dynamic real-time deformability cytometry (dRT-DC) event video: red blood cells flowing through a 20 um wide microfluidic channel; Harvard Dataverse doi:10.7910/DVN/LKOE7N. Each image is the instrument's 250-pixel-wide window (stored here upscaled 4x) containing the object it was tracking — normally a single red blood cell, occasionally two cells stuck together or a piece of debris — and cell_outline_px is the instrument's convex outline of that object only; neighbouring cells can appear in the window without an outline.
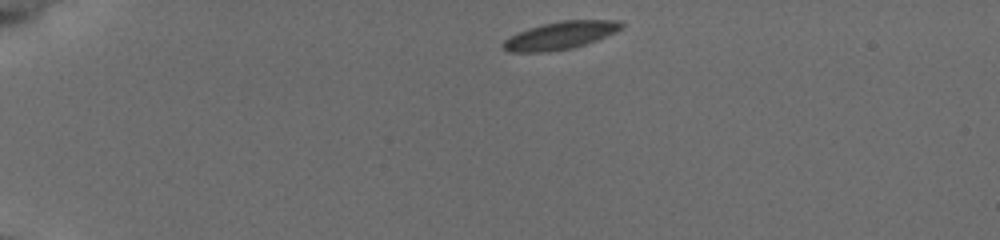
{"species": "common noctule bat (a hibernating species)", "species_latin": "Nyctalus noctula", "temperature_condition": "cold", "stored_images_in_passage": 44, "camera_frame_rate_fps": 3000, "um_per_image_px": 0.085, "animal": {"sex": "female", "body_mass_g": 19.5, "forearm_length_mm": 54.1}, "frame": {"image": 1, "passage_image": 1, "time_ms": 0.0, "image_size_px": [1000, 240], "cell_outline_px": [[624, 28], [616, 32], [596, 40], [572, 48], [548, 52], [508, 52], [500, 44], [508, 36], [516, 32], [528, 28], [560, 20], [620, 20], [624, 24]], "centroid_in_image_um": [47.61, 3.01], "position_along_channel_um": 37.4, "area_um2": 19.31}}
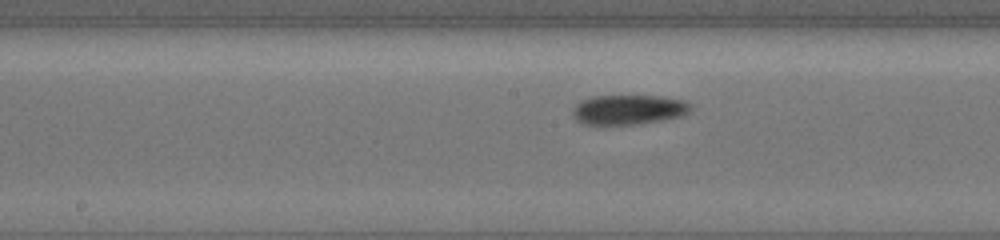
{"frame": {"image": 2, "passage_image": 19, "time_ms": 6.0, "image_size_px": [1000, 240], "cell_outline_px": [[692, 108], [688, 112], [680, 116], [640, 124], [584, 124], [576, 120], [572, 116], [572, 108], [580, 100], [592, 96], [660, 96], [684, 100], [692, 104]], "centroid_in_image_um": [53.4, 9.31], "position_along_channel_um": 194.8, "area_um2": 20.52}}
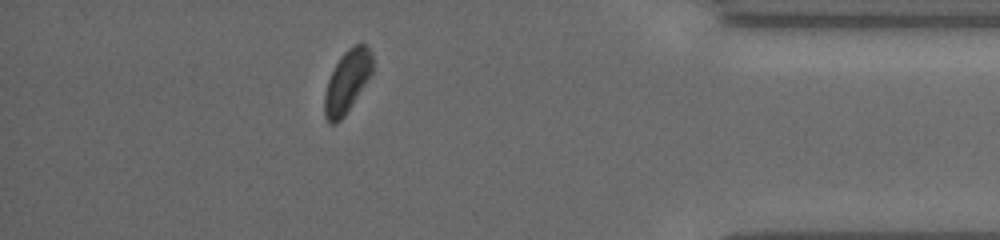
{"frame": {"image": 3, "passage_image": 38, "time_ms": 12.333, "image_size_px": [1000, 240], "cell_outline_px": [[372, 72], [344, 116], [336, 124], [328, 124], [324, 116], [324, 96], [328, 80], [340, 56], [348, 48], [356, 44], [364, 44], [372, 52]], "centroid_in_image_um": [29.48, 6.94], "position_along_channel_um": 405.7, "area_um2": 17.17}, "authors_computed_cell_mechanics": {"area_um2": 19.2474, "velocity_mm_per_s": 3.7824, "shape_relaxation_time_tau1_ms": null, "shape_relaxation_time_tau2_ms": 8.4005, "deformation_change_tau1": null, "deformation_change_tau2": 0.1048}}